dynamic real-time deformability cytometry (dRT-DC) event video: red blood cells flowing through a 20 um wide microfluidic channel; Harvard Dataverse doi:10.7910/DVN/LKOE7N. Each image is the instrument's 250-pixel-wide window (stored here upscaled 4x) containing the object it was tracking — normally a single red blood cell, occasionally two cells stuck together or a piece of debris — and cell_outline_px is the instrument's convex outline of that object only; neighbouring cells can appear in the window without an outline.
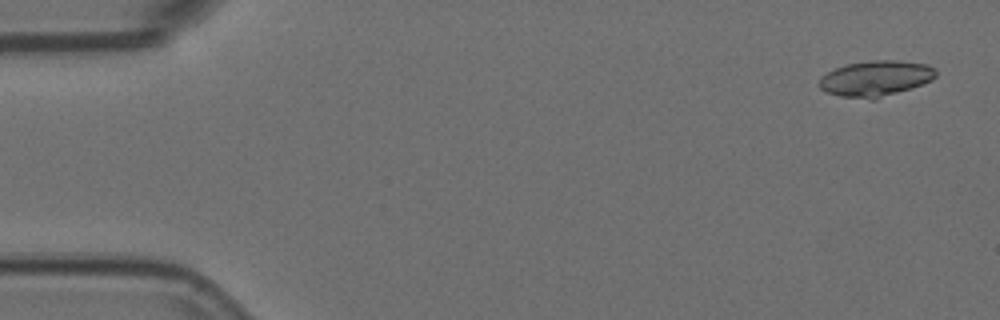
{"species": "Egyptian fruit bat (a non-hibernating species)", "species_latin": "Rousettus aegyptiacus", "temperature_condition": "room temperature", "stored_images_in_passage": 5, "camera_frame_rate_fps": 3000, "um_per_image_px": 0.085, "animal": {"sex": "female"}, "frame": {"image": 1, "passage_image": 1, "time_ms": 0.0, "image_size_px": [1000, 320], "cell_outline_px": [[936, 76], [932, 80], [912, 88], [876, 100], [872, 100], [840, 96], [824, 92], [820, 88], [820, 80], [828, 72], [836, 68], [848, 64], [872, 60], [896, 60], [928, 64], [936, 68]], "centroid_in_image_um": [74.47, 6.68], "position_along_channel_um": 10.5, "area_um2": 24.39}}
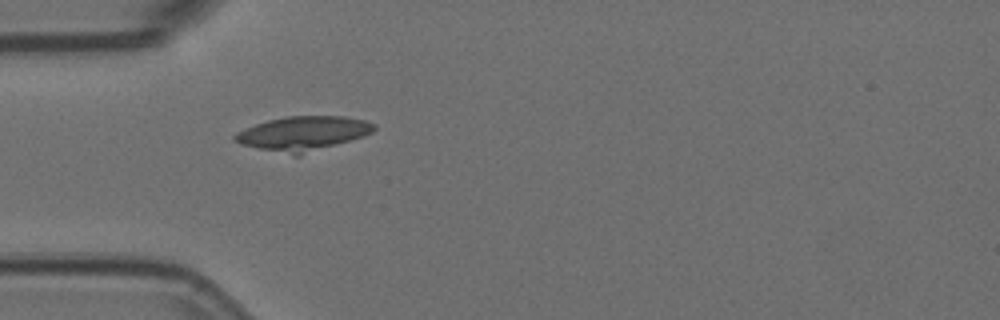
{"frame": {"image": 2, "passage_image": 5, "time_ms": 1.333, "image_size_px": [1000, 320], "cell_outline_px": [[376, 128], [372, 132], [364, 136], [300, 156], [296, 156], [256, 148], [240, 144], [232, 140], [232, 136], [236, 132], [256, 124], [268, 120], [288, 116], [344, 116], [364, 120], [376, 124]], "centroid_in_image_um": [25.74, 11.35], "position_along_channel_um": 59.3, "area_um2": 27.98}}